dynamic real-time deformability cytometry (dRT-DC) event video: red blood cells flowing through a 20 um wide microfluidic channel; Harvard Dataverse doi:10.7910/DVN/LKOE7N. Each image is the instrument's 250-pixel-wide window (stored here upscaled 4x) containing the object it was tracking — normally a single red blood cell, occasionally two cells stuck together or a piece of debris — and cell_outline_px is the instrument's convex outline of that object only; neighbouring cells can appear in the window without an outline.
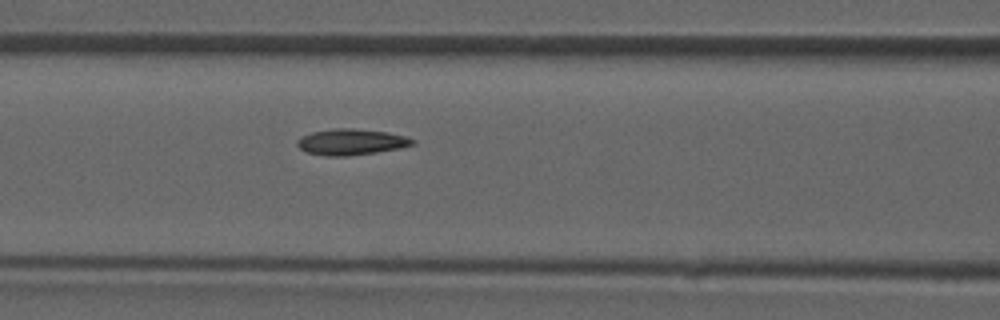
{"species": "common noctule bat (a hibernating species)", "species_latin": "Nyctalus noctula", "temperature_condition": "room temperature", "stored_images_in_passage": 48, "camera_frame_rate_fps": 3000, "um_per_image_px": 0.085, "animal": {"sex": "male", "forearm_length_mm": 52.5}, "frame": {"image": 1, "passage_image": 21, "time_ms": 6.667, "image_size_px": [1000, 320], "cell_outline_px": [[416, 144], [400, 148], [376, 152], [348, 156], [324, 156], [308, 152], [300, 148], [296, 144], [296, 140], [300, 136], [312, 132], [332, 128], [352, 128], [388, 132], [404, 136], [416, 140]], "centroid_in_image_um": [29.84, 12.06], "position_along_channel_um": 136.8, "area_um2": 17.63}}